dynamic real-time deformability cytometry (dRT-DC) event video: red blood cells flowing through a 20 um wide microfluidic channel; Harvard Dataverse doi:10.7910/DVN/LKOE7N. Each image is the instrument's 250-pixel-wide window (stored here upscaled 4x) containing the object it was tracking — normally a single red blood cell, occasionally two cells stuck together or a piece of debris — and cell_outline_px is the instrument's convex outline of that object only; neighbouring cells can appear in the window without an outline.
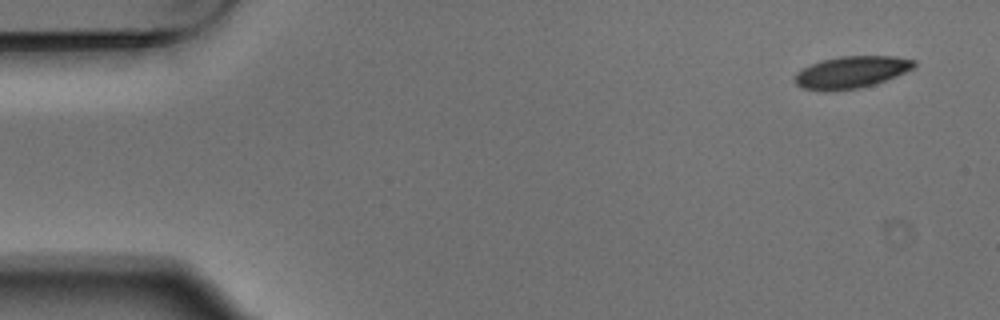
{"species": "Egyptian fruit bat (a non-hibernating species)", "species_latin": "Rousettus aegyptiacus", "temperature_condition": "warm", "stored_images_in_passage": 4, "camera_frame_rate_fps": 3000, "um_per_image_px": 0.085, "animal": {"sex": "male"}, "frame": {"image": 1, "passage_image": 1, "time_ms": 0.0, "image_size_px": [1000, 320], "cell_outline_px": [[916, 68], [896, 76], [860, 88], [828, 92], [824, 92], [800, 88], [796, 84], [796, 72], [820, 60], [840, 56], [896, 56], [916, 60]], "centroid_in_image_um": [72.37, 6.14], "position_along_channel_um": 12.6, "area_um2": 22.43}}
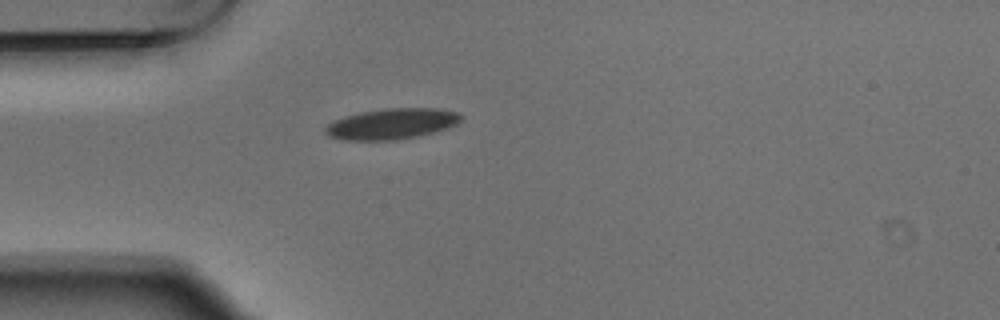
{"frame": {"image": 2, "passage_image": 4, "time_ms": 1.0, "image_size_px": [1000, 320], "cell_outline_px": [[464, 116], [456, 124], [448, 128], [436, 132], [396, 140], [344, 140], [332, 136], [324, 132], [324, 128], [328, 124], [344, 116], [360, 112], [384, 108], [436, 108], [456, 112]], "centroid_in_image_um": [33.32, 10.52], "position_along_channel_um": 51.7, "area_um2": 24.28}}